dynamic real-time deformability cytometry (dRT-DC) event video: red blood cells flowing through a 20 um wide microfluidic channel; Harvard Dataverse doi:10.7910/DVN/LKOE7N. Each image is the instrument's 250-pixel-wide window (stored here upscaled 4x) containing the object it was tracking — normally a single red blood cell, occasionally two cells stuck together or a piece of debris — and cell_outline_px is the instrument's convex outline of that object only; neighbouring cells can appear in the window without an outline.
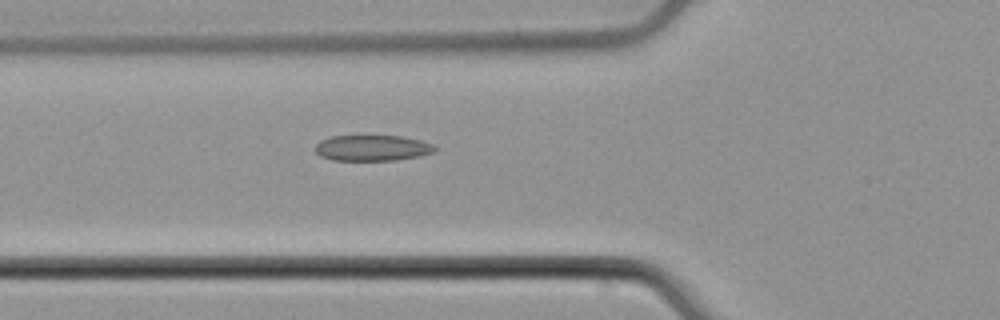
{"species": "common noctule bat (a hibernating species)", "species_latin": "Nyctalus noctula", "temperature_condition": "cold", "stored_images_in_passage": 36, "camera_frame_rate_fps": 3000, "um_per_image_px": 0.085, "animal": {"sex": "male", "body_mass_g": 21.5, "forearm_length_mm": 52.0}, "frame": {"image": 1, "passage_image": 19, "time_ms": 6.0, "image_size_px": [1000, 320], "cell_outline_px": [[436, 148], [432, 152], [420, 156], [396, 160], [332, 160], [320, 156], [316, 152], [316, 144], [320, 140], [332, 136], [400, 136], [420, 140], [436, 144]], "centroid_in_image_um": [31.65, 12.57], "position_along_channel_um": 94.1, "area_um2": 17.98}}
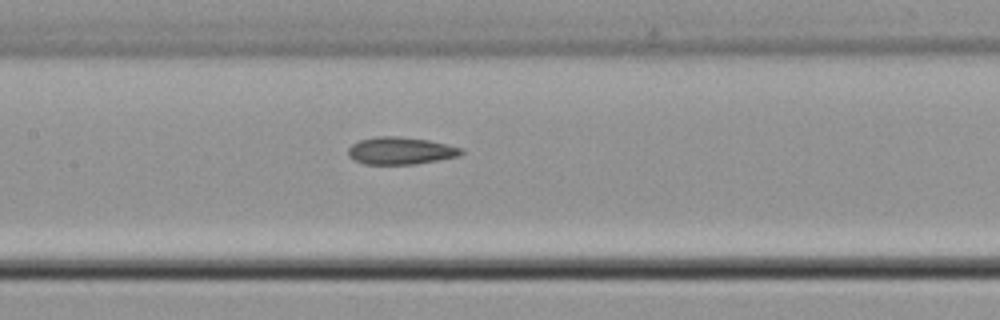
{"frame": {"image": 2, "passage_image": 25, "time_ms": 8.0, "image_size_px": [1000, 320], "cell_outline_px": [[464, 152], [460, 156], [416, 164], [364, 164], [348, 156], [348, 148], [352, 144], [360, 140], [376, 136], [396, 136], [428, 140], [464, 148]], "centroid_in_image_um": [34.07, 12.81], "position_along_channel_um": 173.3, "area_um2": 18.03}}
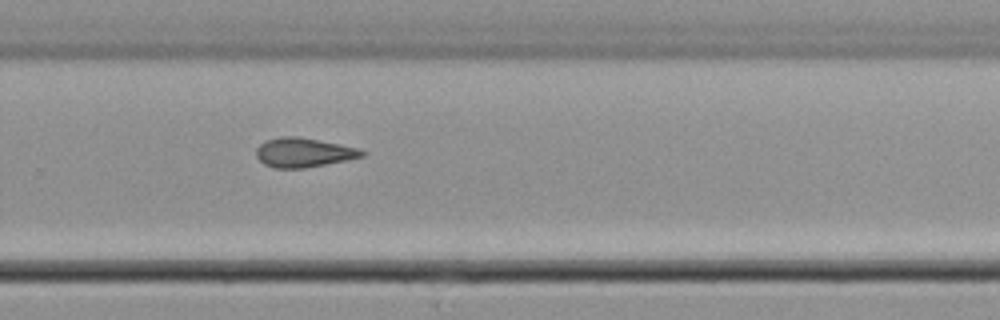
{"frame": {"image": 3, "passage_image": 35, "time_ms": 11.333, "image_size_px": [1000, 320], "cell_outline_px": [[364, 156], [348, 160], [304, 168], [272, 168], [264, 164], [256, 156], [256, 148], [260, 144], [268, 140], [280, 136], [296, 136], [340, 144], [360, 148], [364, 152]], "centroid_in_image_um": [25.8, 12.97], "position_along_channel_um": 304.0, "area_um2": 18.03}}